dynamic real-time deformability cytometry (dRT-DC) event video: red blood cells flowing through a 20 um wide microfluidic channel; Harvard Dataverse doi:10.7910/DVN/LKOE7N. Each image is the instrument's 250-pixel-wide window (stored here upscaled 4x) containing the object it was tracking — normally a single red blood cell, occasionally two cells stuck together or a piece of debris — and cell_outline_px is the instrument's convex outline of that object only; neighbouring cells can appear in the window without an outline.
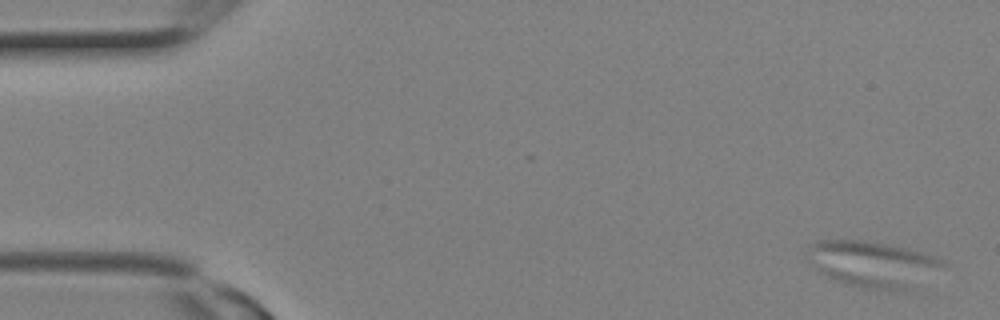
{"species": "Egyptian fruit bat (a non-hibernating species)", "species_latin": "Rousettus aegyptiacus", "temperature_condition": "room temperature", "stored_images_in_passage": 13, "camera_frame_rate_fps": 3000, "um_per_image_px": 0.085, "animal": {"sex": "female"}, "frame": {"image": 1, "passage_image": 1, "time_ms": 0.0, "image_size_px": [1000, 320], "cell_outline_px": [[944, 264], [908, 288], [864, 288], [848, 284], [836, 280], [828, 276], [816, 268], [804, 256], [812, 244], [816, 240], [860, 240], [884, 244], [904, 248], [936, 256], [944, 260]], "centroid_in_image_um": [74.06, 22.39], "position_along_channel_um": 10.9, "area_um2": 34.8}}
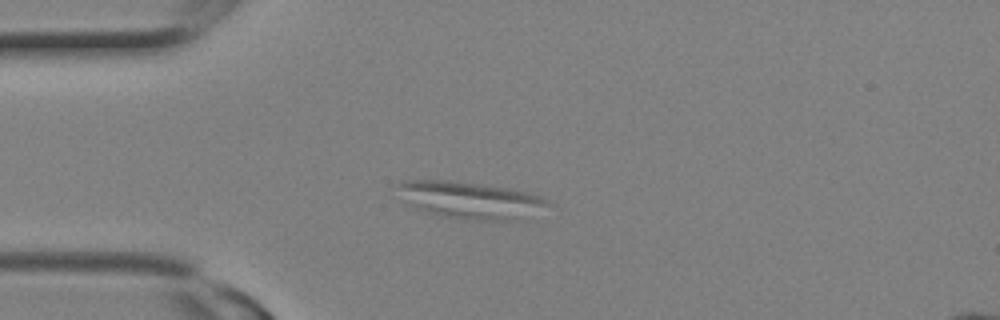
{"frame": {"image": 2, "passage_image": 7, "time_ms": 2.0, "image_size_px": [1000, 320], "cell_outline_px": [[548, 204], [512, 220], [464, 220], [440, 216], [416, 208], [408, 204], [396, 184], [400, 180], [452, 180], [508, 188], [528, 192], [540, 196], [548, 200]], "centroid_in_image_um": [39.87, 16.98], "position_along_channel_um": 45.1, "area_um2": 31.67}}
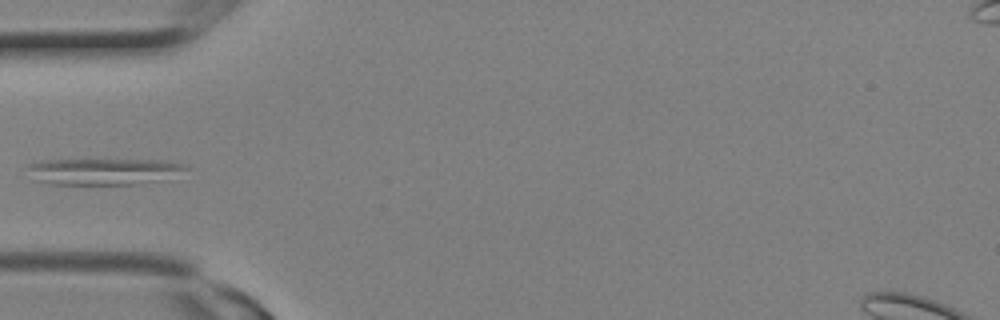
{"frame": {"image": 3, "passage_image": 9, "time_ms": 2.667, "image_size_px": [1000, 320], "cell_outline_px": [[188, 168], [156, 180], [136, 184], [48, 184], [36, 180], [28, 168], [28, 164], [48, 160], [160, 160], [184, 164]], "centroid_in_image_um": [8.72, 14.57], "position_along_channel_um": 76.3, "area_um2": 23.58}}